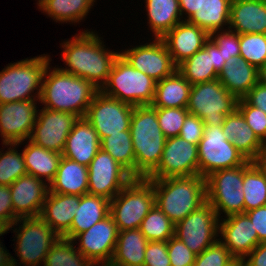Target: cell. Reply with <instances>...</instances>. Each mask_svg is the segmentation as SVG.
Listing matches in <instances>:
<instances>
[{
	"label": "cell",
	"instance_id": "6da1fadb",
	"mask_svg": "<svg viewBox=\"0 0 266 266\" xmlns=\"http://www.w3.org/2000/svg\"><path fill=\"white\" fill-rule=\"evenodd\" d=\"M101 37L94 31L75 34L62 44L61 58L68 67L61 70L90 81L99 90L106 83L114 61L120 52L105 48Z\"/></svg>",
	"mask_w": 266,
	"mask_h": 266
},
{
	"label": "cell",
	"instance_id": "7a4b0ae2",
	"mask_svg": "<svg viewBox=\"0 0 266 266\" xmlns=\"http://www.w3.org/2000/svg\"><path fill=\"white\" fill-rule=\"evenodd\" d=\"M45 70L39 102L44 108L85 117L93 97L99 91L90 81L60 68Z\"/></svg>",
	"mask_w": 266,
	"mask_h": 266
},
{
	"label": "cell",
	"instance_id": "3957f363",
	"mask_svg": "<svg viewBox=\"0 0 266 266\" xmlns=\"http://www.w3.org/2000/svg\"><path fill=\"white\" fill-rule=\"evenodd\" d=\"M148 180L153 184L155 205L174 224L207 201L205 178L200 175Z\"/></svg>",
	"mask_w": 266,
	"mask_h": 266
},
{
	"label": "cell",
	"instance_id": "277c9868",
	"mask_svg": "<svg viewBox=\"0 0 266 266\" xmlns=\"http://www.w3.org/2000/svg\"><path fill=\"white\" fill-rule=\"evenodd\" d=\"M130 132L135 154V178H146L158 166L166 141L159 127L157 108L134 106Z\"/></svg>",
	"mask_w": 266,
	"mask_h": 266
},
{
	"label": "cell",
	"instance_id": "5b68a950",
	"mask_svg": "<svg viewBox=\"0 0 266 266\" xmlns=\"http://www.w3.org/2000/svg\"><path fill=\"white\" fill-rule=\"evenodd\" d=\"M17 225L19 227L14 228ZM11 229L17 238L14 251H17L15 253L19 260L13 258L6 249L0 257V266H43L46 255L59 239V235L40 216L18 218Z\"/></svg>",
	"mask_w": 266,
	"mask_h": 266
},
{
	"label": "cell",
	"instance_id": "8992f818",
	"mask_svg": "<svg viewBox=\"0 0 266 266\" xmlns=\"http://www.w3.org/2000/svg\"><path fill=\"white\" fill-rule=\"evenodd\" d=\"M49 61H51L50 56L43 54L10 63L3 68L0 72V104L26 100L39 101L43 76L47 65L50 64ZM34 90L37 91L35 94Z\"/></svg>",
	"mask_w": 266,
	"mask_h": 266
},
{
	"label": "cell",
	"instance_id": "52a82bcc",
	"mask_svg": "<svg viewBox=\"0 0 266 266\" xmlns=\"http://www.w3.org/2000/svg\"><path fill=\"white\" fill-rule=\"evenodd\" d=\"M156 81L133 68L120 54L100 91L132 106L151 105Z\"/></svg>",
	"mask_w": 266,
	"mask_h": 266
},
{
	"label": "cell",
	"instance_id": "ba28073f",
	"mask_svg": "<svg viewBox=\"0 0 266 266\" xmlns=\"http://www.w3.org/2000/svg\"><path fill=\"white\" fill-rule=\"evenodd\" d=\"M154 205L153 184L146 178H133L110 201L109 214L118 231L138 229Z\"/></svg>",
	"mask_w": 266,
	"mask_h": 266
},
{
	"label": "cell",
	"instance_id": "9c48e42d",
	"mask_svg": "<svg viewBox=\"0 0 266 266\" xmlns=\"http://www.w3.org/2000/svg\"><path fill=\"white\" fill-rule=\"evenodd\" d=\"M237 104L238 99L216 79L191 85L187 110L201 118L205 126H222Z\"/></svg>",
	"mask_w": 266,
	"mask_h": 266
},
{
	"label": "cell",
	"instance_id": "30bf717a",
	"mask_svg": "<svg viewBox=\"0 0 266 266\" xmlns=\"http://www.w3.org/2000/svg\"><path fill=\"white\" fill-rule=\"evenodd\" d=\"M205 183L207 202L219 219L222 212L224 217L244 213L243 165L214 171L205 177Z\"/></svg>",
	"mask_w": 266,
	"mask_h": 266
},
{
	"label": "cell",
	"instance_id": "8fae6325",
	"mask_svg": "<svg viewBox=\"0 0 266 266\" xmlns=\"http://www.w3.org/2000/svg\"><path fill=\"white\" fill-rule=\"evenodd\" d=\"M199 175L226 168L239 167L247 159L224 135L222 126H205L204 134L198 144Z\"/></svg>",
	"mask_w": 266,
	"mask_h": 266
},
{
	"label": "cell",
	"instance_id": "7c38bea8",
	"mask_svg": "<svg viewBox=\"0 0 266 266\" xmlns=\"http://www.w3.org/2000/svg\"><path fill=\"white\" fill-rule=\"evenodd\" d=\"M219 220L217 212L206 201L175 224L174 236L199 255L218 240Z\"/></svg>",
	"mask_w": 266,
	"mask_h": 266
},
{
	"label": "cell",
	"instance_id": "4fadbf2b",
	"mask_svg": "<svg viewBox=\"0 0 266 266\" xmlns=\"http://www.w3.org/2000/svg\"><path fill=\"white\" fill-rule=\"evenodd\" d=\"M134 106L103 94H95L85 118L97 132L99 140L121 131H130Z\"/></svg>",
	"mask_w": 266,
	"mask_h": 266
},
{
	"label": "cell",
	"instance_id": "5bb4252c",
	"mask_svg": "<svg viewBox=\"0 0 266 266\" xmlns=\"http://www.w3.org/2000/svg\"><path fill=\"white\" fill-rule=\"evenodd\" d=\"M199 175L198 145L179 136L166 138L158 166L146 179Z\"/></svg>",
	"mask_w": 266,
	"mask_h": 266
},
{
	"label": "cell",
	"instance_id": "9a60e30c",
	"mask_svg": "<svg viewBox=\"0 0 266 266\" xmlns=\"http://www.w3.org/2000/svg\"><path fill=\"white\" fill-rule=\"evenodd\" d=\"M88 167V194L112 200L134 177L100 149Z\"/></svg>",
	"mask_w": 266,
	"mask_h": 266
},
{
	"label": "cell",
	"instance_id": "2e32d148",
	"mask_svg": "<svg viewBox=\"0 0 266 266\" xmlns=\"http://www.w3.org/2000/svg\"><path fill=\"white\" fill-rule=\"evenodd\" d=\"M118 232L117 225L109 214L88 230L76 235L72 241L79 242L76 249L95 266H108L115 251Z\"/></svg>",
	"mask_w": 266,
	"mask_h": 266
},
{
	"label": "cell",
	"instance_id": "e0dca14e",
	"mask_svg": "<svg viewBox=\"0 0 266 266\" xmlns=\"http://www.w3.org/2000/svg\"><path fill=\"white\" fill-rule=\"evenodd\" d=\"M120 55L133 68L145 73L156 82L171 76L177 70L162 38H154L153 42L120 51Z\"/></svg>",
	"mask_w": 266,
	"mask_h": 266
},
{
	"label": "cell",
	"instance_id": "ac0fdd59",
	"mask_svg": "<svg viewBox=\"0 0 266 266\" xmlns=\"http://www.w3.org/2000/svg\"><path fill=\"white\" fill-rule=\"evenodd\" d=\"M77 116L61 111L42 108L29 140L47 150L62 154L69 133Z\"/></svg>",
	"mask_w": 266,
	"mask_h": 266
},
{
	"label": "cell",
	"instance_id": "d6986e66",
	"mask_svg": "<svg viewBox=\"0 0 266 266\" xmlns=\"http://www.w3.org/2000/svg\"><path fill=\"white\" fill-rule=\"evenodd\" d=\"M37 100L0 104V135L3 143L29 140L37 120Z\"/></svg>",
	"mask_w": 266,
	"mask_h": 266
},
{
	"label": "cell",
	"instance_id": "ffe728a7",
	"mask_svg": "<svg viewBox=\"0 0 266 266\" xmlns=\"http://www.w3.org/2000/svg\"><path fill=\"white\" fill-rule=\"evenodd\" d=\"M232 0H178L183 20L186 15L191 24L197 25L209 35L214 31L227 30L229 26ZM185 12V13H184Z\"/></svg>",
	"mask_w": 266,
	"mask_h": 266
},
{
	"label": "cell",
	"instance_id": "44dd1931",
	"mask_svg": "<svg viewBox=\"0 0 266 266\" xmlns=\"http://www.w3.org/2000/svg\"><path fill=\"white\" fill-rule=\"evenodd\" d=\"M222 219L219 220L221 237L218 239L228 248L235 259H244L261 243L258 240L256 229L245 213L229 215L226 219Z\"/></svg>",
	"mask_w": 266,
	"mask_h": 266
},
{
	"label": "cell",
	"instance_id": "7402d4cb",
	"mask_svg": "<svg viewBox=\"0 0 266 266\" xmlns=\"http://www.w3.org/2000/svg\"><path fill=\"white\" fill-rule=\"evenodd\" d=\"M49 192L45 181L25 174L10 185L14 214L18 218L39 217Z\"/></svg>",
	"mask_w": 266,
	"mask_h": 266
},
{
	"label": "cell",
	"instance_id": "603a6c76",
	"mask_svg": "<svg viewBox=\"0 0 266 266\" xmlns=\"http://www.w3.org/2000/svg\"><path fill=\"white\" fill-rule=\"evenodd\" d=\"M210 35L197 25L181 21L162 39L165 42L173 63L178 66L204 47Z\"/></svg>",
	"mask_w": 266,
	"mask_h": 266
},
{
	"label": "cell",
	"instance_id": "cb8c5ba5",
	"mask_svg": "<svg viewBox=\"0 0 266 266\" xmlns=\"http://www.w3.org/2000/svg\"><path fill=\"white\" fill-rule=\"evenodd\" d=\"M100 149L97 132L85 117H80L66 139L62 156L88 166Z\"/></svg>",
	"mask_w": 266,
	"mask_h": 266
},
{
	"label": "cell",
	"instance_id": "d4e9b609",
	"mask_svg": "<svg viewBox=\"0 0 266 266\" xmlns=\"http://www.w3.org/2000/svg\"><path fill=\"white\" fill-rule=\"evenodd\" d=\"M228 29L240 34H266L265 0H232Z\"/></svg>",
	"mask_w": 266,
	"mask_h": 266
},
{
	"label": "cell",
	"instance_id": "484cf974",
	"mask_svg": "<svg viewBox=\"0 0 266 266\" xmlns=\"http://www.w3.org/2000/svg\"><path fill=\"white\" fill-rule=\"evenodd\" d=\"M79 203V195L59 194L49 191L40 217L59 237H63L71 228Z\"/></svg>",
	"mask_w": 266,
	"mask_h": 266
},
{
	"label": "cell",
	"instance_id": "4316f807",
	"mask_svg": "<svg viewBox=\"0 0 266 266\" xmlns=\"http://www.w3.org/2000/svg\"><path fill=\"white\" fill-rule=\"evenodd\" d=\"M258 69L245 59L237 57L225 62L224 68L218 75V80L238 100L258 83Z\"/></svg>",
	"mask_w": 266,
	"mask_h": 266
},
{
	"label": "cell",
	"instance_id": "83f0119b",
	"mask_svg": "<svg viewBox=\"0 0 266 266\" xmlns=\"http://www.w3.org/2000/svg\"><path fill=\"white\" fill-rule=\"evenodd\" d=\"M49 191L59 194L84 195L88 193V167L66 157L61 158Z\"/></svg>",
	"mask_w": 266,
	"mask_h": 266
},
{
	"label": "cell",
	"instance_id": "f1b7e54d",
	"mask_svg": "<svg viewBox=\"0 0 266 266\" xmlns=\"http://www.w3.org/2000/svg\"><path fill=\"white\" fill-rule=\"evenodd\" d=\"M222 130L225 137L248 161L255 157L263 143L246 123L244 116L238 109L226 116Z\"/></svg>",
	"mask_w": 266,
	"mask_h": 266
},
{
	"label": "cell",
	"instance_id": "f546056e",
	"mask_svg": "<svg viewBox=\"0 0 266 266\" xmlns=\"http://www.w3.org/2000/svg\"><path fill=\"white\" fill-rule=\"evenodd\" d=\"M109 212L110 200L88 193L81 195L71 228L63 238L72 240L76 235L88 230L94 224L107 217Z\"/></svg>",
	"mask_w": 266,
	"mask_h": 266
},
{
	"label": "cell",
	"instance_id": "4dcf8cb0",
	"mask_svg": "<svg viewBox=\"0 0 266 266\" xmlns=\"http://www.w3.org/2000/svg\"><path fill=\"white\" fill-rule=\"evenodd\" d=\"M148 242L139 228L119 231L115 251L108 266H143Z\"/></svg>",
	"mask_w": 266,
	"mask_h": 266
},
{
	"label": "cell",
	"instance_id": "1f68e13d",
	"mask_svg": "<svg viewBox=\"0 0 266 266\" xmlns=\"http://www.w3.org/2000/svg\"><path fill=\"white\" fill-rule=\"evenodd\" d=\"M191 84L176 70L171 76L156 82L154 108H187Z\"/></svg>",
	"mask_w": 266,
	"mask_h": 266
},
{
	"label": "cell",
	"instance_id": "d6a6232c",
	"mask_svg": "<svg viewBox=\"0 0 266 266\" xmlns=\"http://www.w3.org/2000/svg\"><path fill=\"white\" fill-rule=\"evenodd\" d=\"M177 70L191 85L218 79L213 65V40L209 38L204 47L180 63Z\"/></svg>",
	"mask_w": 266,
	"mask_h": 266
},
{
	"label": "cell",
	"instance_id": "836d02e7",
	"mask_svg": "<svg viewBox=\"0 0 266 266\" xmlns=\"http://www.w3.org/2000/svg\"><path fill=\"white\" fill-rule=\"evenodd\" d=\"M28 141L29 143L22 150L27 174L44 180L49 185L55 178L62 154Z\"/></svg>",
	"mask_w": 266,
	"mask_h": 266
},
{
	"label": "cell",
	"instance_id": "e575fe53",
	"mask_svg": "<svg viewBox=\"0 0 266 266\" xmlns=\"http://www.w3.org/2000/svg\"><path fill=\"white\" fill-rule=\"evenodd\" d=\"M148 26L154 38H163L182 19L178 0H145Z\"/></svg>",
	"mask_w": 266,
	"mask_h": 266
},
{
	"label": "cell",
	"instance_id": "d590c367",
	"mask_svg": "<svg viewBox=\"0 0 266 266\" xmlns=\"http://www.w3.org/2000/svg\"><path fill=\"white\" fill-rule=\"evenodd\" d=\"M96 0H40L37 5L56 22L79 23L88 15Z\"/></svg>",
	"mask_w": 266,
	"mask_h": 266
},
{
	"label": "cell",
	"instance_id": "8d00e7d4",
	"mask_svg": "<svg viewBox=\"0 0 266 266\" xmlns=\"http://www.w3.org/2000/svg\"><path fill=\"white\" fill-rule=\"evenodd\" d=\"M244 213L266 205V177L251 161L243 164Z\"/></svg>",
	"mask_w": 266,
	"mask_h": 266
},
{
	"label": "cell",
	"instance_id": "74e56055",
	"mask_svg": "<svg viewBox=\"0 0 266 266\" xmlns=\"http://www.w3.org/2000/svg\"><path fill=\"white\" fill-rule=\"evenodd\" d=\"M100 147L135 178V154L130 131L104 137L100 141Z\"/></svg>",
	"mask_w": 266,
	"mask_h": 266
},
{
	"label": "cell",
	"instance_id": "f35d334b",
	"mask_svg": "<svg viewBox=\"0 0 266 266\" xmlns=\"http://www.w3.org/2000/svg\"><path fill=\"white\" fill-rule=\"evenodd\" d=\"M74 245L72 240L59 237L46 255L43 266H95Z\"/></svg>",
	"mask_w": 266,
	"mask_h": 266
},
{
	"label": "cell",
	"instance_id": "ab89813d",
	"mask_svg": "<svg viewBox=\"0 0 266 266\" xmlns=\"http://www.w3.org/2000/svg\"><path fill=\"white\" fill-rule=\"evenodd\" d=\"M139 229L148 241H168L174 236L175 224L154 205Z\"/></svg>",
	"mask_w": 266,
	"mask_h": 266
},
{
	"label": "cell",
	"instance_id": "60d3db41",
	"mask_svg": "<svg viewBox=\"0 0 266 266\" xmlns=\"http://www.w3.org/2000/svg\"><path fill=\"white\" fill-rule=\"evenodd\" d=\"M9 148L6 152L0 151V185L10 186L19 177L27 174L23 152H18V143H3ZM3 152V153H2Z\"/></svg>",
	"mask_w": 266,
	"mask_h": 266
},
{
	"label": "cell",
	"instance_id": "b9f144b4",
	"mask_svg": "<svg viewBox=\"0 0 266 266\" xmlns=\"http://www.w3.org/2000/svg\"><path fill=\"white\" fill-rule=\"evenodd\" d=\"M239 46L240 58L257 69L266 64V34H240Z\"/></svg>",
	"mask_w": 266,
	"mask_h": 266
},
{
	"label": "cell",
	"instance_id": "7bdbcfd3",
	"mask_svg": "<svg viewBox=\"0 0 266 266\" xmlns=\"http://www.w3.org/2000/svg\"><path fill=\"white\" fill-rule=\"evenodd\" d=\"M187 108H157L159 127L166 138L179 136L186 116Z\"/></svg>",
	"mask_w": 266,
	"mask_h": 266
},
{
	"label": "cell",
	"instance_id": "ee69618b",
	"mask_svg": "<svg viewBox=\"0 0 266 266\" xmlns=\"http://www.w3.org/2000/svg\"><path fill=\"white\" fill-rule=\"evenodd\" d=\"M234 259L228 248L218 239L201 254L196 255L193 266H227Z\"/></svg>",
	"mask_w": 266,
	"mask_h": 266
},
{
	"label": "cell",
	"instance_id": "f6af8a7d",
	"mask_svg": "<svg viewBox=\"0 0 266 266\" xmlns=\"http://www.w3.org/2000/svg\"><path fill=\"white\" fill-rule=\"evenodd\" d=\"M237 109L244 116L256 136L263 142L266 139V113L250 105L244 98L238 100Z\"/></svg>",
	"mask_w": 266,
	"mask_h": 266
},
{
	"label": "cell",
	"instance_id": "bcb514c9",
	"mask_svg": "<svg viewBox=\"0 0 266 266\" xmlns=\"http://www.w3.org/2000/svg\"><path fill=\"white\" fill-rule=\"evenodd\" d=\"M210 38L216 43L226 62L240 57L238 33L230 29L222 30L221 32L214 31L210 34Z\"/></svg>",
	"mask_w": 266,
	"mask_h": 266
},
{
	"label": "cell",
	"instance_id": "7dc6e473",
	"mask_svg": "<svg viewBox=\"0 0 266 266\" xmlns=\"http://www.w3.org/2000/svg\"><path fill=\"white\" fill-rule=\"evenodd\" d=\"M168 255L171 266H193L196 258V254L175 236L168 240Z\"/></svg>",
	"mask_w": 266,
	"mask_h": 266
},
{
	"label": "cell",
	"instance_id": "c3c4849f",
	"mask_svg": "<svg viewBox=\"0 0 266 266\" xmlns=\"http://www.w3.org/2000/svg\"><path fill=\"white\" fill-rule=\"evenodd\" d=\"M143 266H171L168 241H149L145 250Z\"/></svg>",
	"mask_w": 266,
	"mask_h": 266
},
{
	"label": "cell",
	"instance_id": "681fc988",
	"mask_svg": "<svg viewBox=\"0 0 266 266\" xmlns=\"http://www.w3.org/2000/svg\"><path fill=\"white\" fill-rule=\"evenodd\" d=\"M203 120L196 115L188 114L184 120L179 137L198 145L204 134Z\"/></svg>",
	"mask_w": 266,
	"mask_h": 266
},
{
	"label": "cell",
	"instance_id": "f907efd6",
	"mask_svg": "<svg viewBox=\"0 0 266 266\" xmlns=\"http://www.w3.org/2000/svg\"><path fill=\"white\" fill-rule=\"evenodd\" d=\"M256 229L258 240L266 242V205L245 212Z\"/></svg>",
	"mask_w": 266,
	"mask_h": 266
},
{
	"label": "cell",
	"instance_id": "816d5d0a",
	"mask_svg": "<svg viewBox=\"0 0 266 266\" xmlns=\"http://www.w3.org/2000/svg\"><path fill=\"white\" fill-rule=\"evenodd\" d=\"M0 218L10 225L18 219L13 210L10 186L0 185Z\"/></svg>",
	"mask_w": 266,
	"mask_h": 266
},
{
	"label": "cell",
	"instance_id": "f5cc1de1",
	"mask_svg": "<svg viewBox=\"0 0 266 266\" xmlns=\"http://www.w3.org/2000/svg\"><path fill=\"white\" fill-rule=\"evenodd\" d=\"M252 106L266 113V86L257 83L244 97Z\"/></svg>",
	"mask_w": 266,
	"mask_h": 266
},
{
	"label": "cell",
	"instance_id": "db71d44e",
	"mask_svg": "<svg viewBox=\"0 0 266 266\" xmlns=\"http://www.w3.org/2000/svg\"><path fill=\"white\" fill-rule=\"evenodd\" d=\"M243 262L244 266H266V242L258 244Z\"/></svg>",
	"mask_w": 266,
	"mask_h": 266
},
{
	"label": "cell",
	"instance_id": "11a10c76",
	"mask_svg": "<svg viewBox=\"0 0 266 266\" xmlns=\"http://www.w3.org/2000/svg\"><path fill=\"white\" fill-rule=\"evenodd\" d=\"M251 163L266 177V144L262 143Z\"/></svg>",
	"mask_w": 266,
	"mask_h": 266
},
{
	"label": "cell",
	"instance_id": "9f6ffc18",
	"mask_svg": "<svg viewBox=\"0 0 266 266\" xmlns=\"http://www.w3.org/2000/svg\"><path fill=\"white\" fill-rule=\"evenodd\" d=\"M223 55L221 51L219 50L216 43L213 41V65L215 68V71L219 74L225 65V60L223 59Z\"/></svg>",
	"mask_w": 266,
	"mask_h": 266
},
{
	"label": "cell",
	"instance_id": "6f0895ef",
	"mask_svg": "<svg viewBox=\"0 0 266 266\" xmlns=\"http://www.w3.org/2000/svg\"><path fill=\"white\" fill-rule=\"evenodd\" d=\"M11 229V225L4 219L0 218V236L7 233ZM5 246L3 247L2 242H0V257L5 251Z\"/></svg>",
	"mask_w": 266,
	"mask_h": 266
},
{
	"label": "cell",
	"instance_id": "680465c9",
	"mask_svg": "<svg viewBox=\"0 0 266 266\" xmlns=\"http://www.w3.org/2000/svg\"><path fill=\"white\" fill-rule=\"evenodd\" d=\"M257 77L258 83L266 86V64L258 68Z\"/></svg>",
	"mask_w": 266,
	"mask_h": 266
},
{
	"label": "cell",
	"instance_id": "91938a15",
	"mask_svg": "<svg viewBox=\"0 0 266 266\" xmlns=\"http://www.w3.org/2000/svg\"><path fill=\"white\" fill-rule=\"evenodd\" d=\"M227 266H244L243 259H234L230 264Z\"/></svg>",
	"mask_w": 266,
	"mask_h": 266
}]
</instances>
